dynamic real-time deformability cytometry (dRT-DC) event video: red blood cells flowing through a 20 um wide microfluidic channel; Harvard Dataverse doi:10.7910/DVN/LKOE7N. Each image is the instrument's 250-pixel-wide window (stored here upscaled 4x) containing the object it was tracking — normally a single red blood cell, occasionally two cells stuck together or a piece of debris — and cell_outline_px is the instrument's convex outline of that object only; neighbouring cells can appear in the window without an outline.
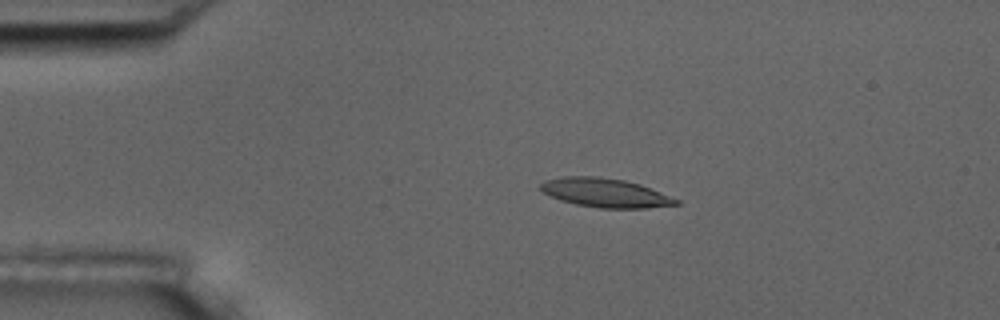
{"species": "common noctule bat (a hibernating species)", "species_latin": "Nyctalus noctula", "temperature_condition": "room temperature", "stored_images_in_passage": 7, "camera_frame_rate_fps": 3000, "um_per_image_px": 0.085, "animal": {"sex": "male", "body_mass_g": 17.5, "forearm_length_mm": 52.3}, "frame": {"image": 1, "passage_image": 3, "time_ms": 2.333, "image_size_px": [1000, 320], "cell_outline_px": [[680, 204], [648, 208], [600, 208], [576, 204], [560, 200], [544, 192], [540, 188], [540, 184], [544, 180], [564, 176], [600, 176], [624, 180], [640, 184], [680, 200]], "centroid_in_image_um": [51.45, 16.38], "position_along_channel_um": 33.5, "area_um2": 22.83}}
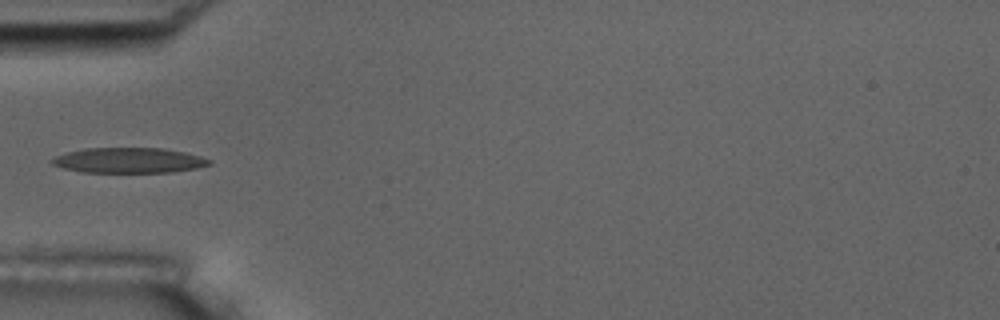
{"frame": {"image": 2, "passage_image": 5, "time_ms": 4.667, "image_size_px": [1000, 320], "cell_outline_px": [[212, 164], [196, 168], [172, 172], [84, 172], [64, 168], [52, 164], [52, 160], [56, 156], [68, 152], [84, 148], [164, 148], [184, 152], [200, 156], [212, 160]], "centroid_in_image_um": [11.0, 13.63], "position_along_channel_um": 74.0, "area_um2": 23.0}}